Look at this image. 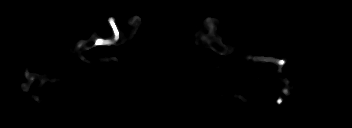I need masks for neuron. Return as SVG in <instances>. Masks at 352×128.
<instances>
[{
  "label": "neuron",
  "mask_w": 352,
  "mask_h": 128,
  "mask_svg": "<svg viewBox=\"0 0 352 128\" xmlns=\"http://www.w3.org/2000/svg\"><path fill=\"white\" fill-rule=\"evenodd\" d=\"M109 25L111 26L113 35L108 38H101L95 34H92L89 38L87 39H81L79 42L74 43L72 46H70L69 51L71 53H74L79 59H81L84 63L92 65L93 61L87 60L83 54L84 51L90 50L96 46H110V45H121L123 43H127L129 39L134 36V34L137 32L139 27L142 25L143 20L140 15H136L131 20L129 21L128 25H131L133 28L132 31H129L128 33V38H122V32L119 31L118 25L115 23L116 19L114 17H109L107 19ZM219 19L218 18H213V17H208L205 20H202V23L206 27V31L200 33H194V39H195V44H197L200 47H205L207 49H210L214 51L215 53L219 55H225L229 56L231 53H233V48L230 47L227 44H223L222 40L223 38L217 34V28L219 26L218 23ZM198 40L202 41V44H199ZM234 49L242 52L243 55V60H244V74L243 76H240L237 78V81H242L245 85L249 84L251 75H250V70L251 68H255L259 72V77H257L258 80L263 79L265 83L271 81V82H276L279 85V90L280 94L278 98L276 99L275 103L278 106H281L288 97L292 90L295 88V86L291 83V81L288 78H281L280 76H284V71H283V66L287 63L286 58H276L273 56H257L254 57L252 55L251 51V44L248 39L244 40V46L240 47L239 45H234ZM111 60H115L116 62H119V60L116 57H109V58H104V61L109 62ZM270 63H275L278 66V70L276 71V77L273 78L271 76H266L262 71L261 67L263 65H269ZM29 68H25L24 76L27 79L26 83L21 84V89L24 92L29 91V86L35 81L38 80L40 83L34 89L36 92V95H31L32 98L36 101L38 105L42 104L44 105L43 107H47L48 102H44L43 96L40 94V90L44 87H46L47 82H52L55 83L57 82V78H51L49 75H40L36 72L30 73ZM72 83L74 85H81L84 87H87V84L83 82H78L75 80H72ZM234 90H237V87L235 85L230 87V92L232 96L235 99H241L243 103L247 106L250 107L249 104H247L248 99L242 97L241 95L235 94ZM214 94L220 95L221 97H224L227 101L229 100L227 97H225L224 94L220 92V88L217 87L216 92Z\"/></svg>",
  "instance_id": "obj_1"
}]
</instances>
